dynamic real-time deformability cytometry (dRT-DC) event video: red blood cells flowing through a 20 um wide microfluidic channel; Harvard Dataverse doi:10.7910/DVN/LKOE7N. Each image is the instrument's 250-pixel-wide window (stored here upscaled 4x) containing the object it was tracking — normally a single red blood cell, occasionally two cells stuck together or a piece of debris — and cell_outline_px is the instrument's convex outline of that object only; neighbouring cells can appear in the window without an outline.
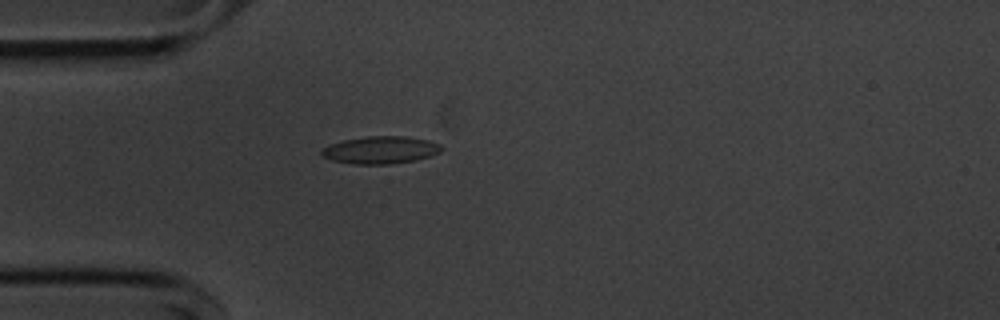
{"species": "common noctule bat (a hibernating species)", "species_latin": "Nyctalus noctula", "temperature_condition": "cold", "stored_images_in_passage": 40, "camera_frame_rate_fps": 3000, "um_per_image_px": 0.085, "animal": {"sex": "male", "body_mass_g": 20.1, "forearm_length_mm": 53.5}, "frame": {"image": 1, "passage_image": 1, "time_ms": 0.0, "image_size_px": [1000, 320], "cell_outline_px": [[444, 148], [440, 152], [432, 156], [416, 160], [388, 164], [352, 164], [332, 160], [320, 156], [320, 152], [324, 148], [332, 144], [344, 140], [368, 136], [404, 136], [428, 140], [440, 144]], "centroid_in_image_um": [32.37, 12.75], "position_along_channel_um": 52.6, "area_um2": 19.19}}
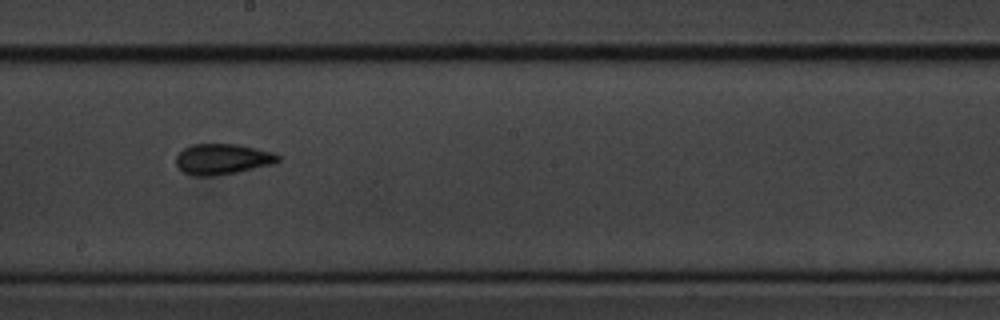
{"frame": {"image": 2, "passage_image": 16, "time_ms": 5.0, "image_size_px": [1000, 320], "cell_outline_px": [[280, 160], [272, 164], [236, 172], [216, 176], [196, 176], [184, 172], [176, 164], [176, 156], [184, 148], [192, 144], [240, 144], [272, 152], [280, 156]], "centroid_in_image_um": [18.9, 13.52], "position_along_channel_um": 229.3, "area_um2": 18.15}}
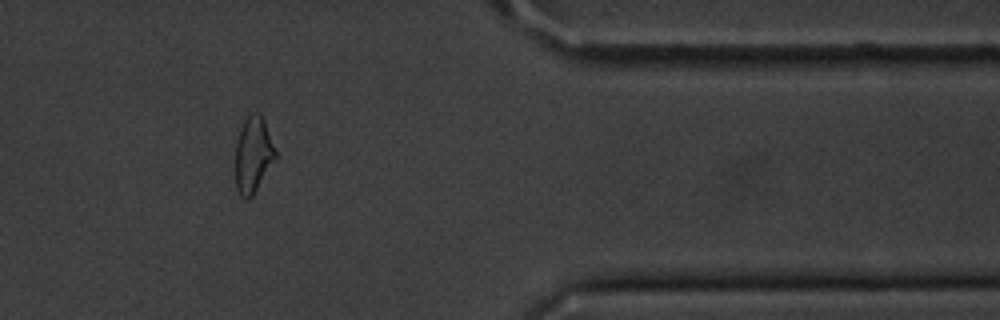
{"frame": {"image": 3, "passage_image": 31, "time_ms": 10.0, "image_size_px": [1000, 320], "cell_outline_px": [[276, 156], [252, 196], [248, 200], [240, 196], [236, 188], [236, 140], [240, 128], [244, 120], [252, 112], [260, 112], [264, 120], [276, 152]], "centroid_in_image_um": [21.49, 13.13], "position_along_channel_um": 389.9, "area_um2": 17.46}, "authors_computed_cell_mechanics": {"area_um2": 17.7446, "velocity_mm_per_s": 3.6511, "shape_relaxation_time_tau1_ms": 3.3786, "shape_relaxation_time_tau2_ms": 2.0119, "deformation_change_tau1": 0.1177, "deformation_change_tau2": 0.0706}}